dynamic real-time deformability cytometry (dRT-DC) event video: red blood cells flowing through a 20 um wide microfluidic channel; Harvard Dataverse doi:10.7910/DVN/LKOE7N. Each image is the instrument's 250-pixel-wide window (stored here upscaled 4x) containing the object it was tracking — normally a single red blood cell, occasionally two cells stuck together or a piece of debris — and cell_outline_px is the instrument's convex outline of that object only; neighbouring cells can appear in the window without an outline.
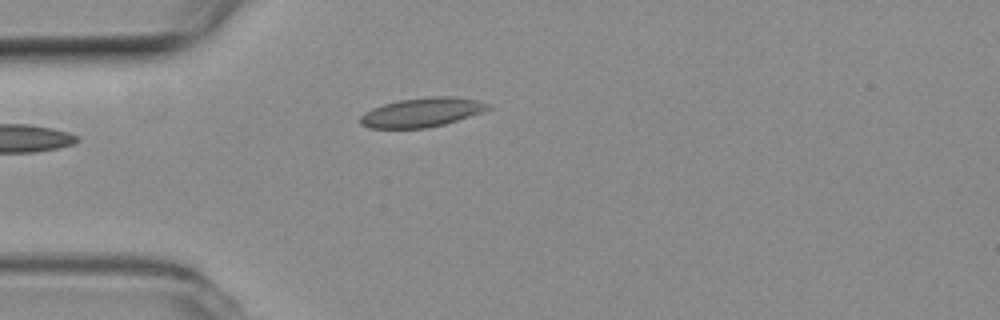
{"species": "common noctule bat (a hibernating species)", "species_latin": "Nyctalus noctula", "temperature_condition": "room temperature", "stored_images_in_passage": 7, "camera_frame_rate_fps": 3000, "um_per_image_px": 0.085, "animal": {"sex": "female", "body_mass_g": 19.3, "forearm_length_mm": 54.1}, "frame": {"image": 1, "passage_image": 5, "time_ms": 1.333, "image_size_px": [1000, 320], "cell_outline_px": [[492, 108], [484, 112], [444, 124], [428, 128], [368, 128], [360, 124], [360, 116], [364, 112], [372, 108], [384, 104], [400, 100], [432, 96], [448, 96], [476, 100], [492, 104]], "centroid_in_image_um": [35.88, 9.55], "position_along_channel_um": 49.1, "area_um2": 21.79}}